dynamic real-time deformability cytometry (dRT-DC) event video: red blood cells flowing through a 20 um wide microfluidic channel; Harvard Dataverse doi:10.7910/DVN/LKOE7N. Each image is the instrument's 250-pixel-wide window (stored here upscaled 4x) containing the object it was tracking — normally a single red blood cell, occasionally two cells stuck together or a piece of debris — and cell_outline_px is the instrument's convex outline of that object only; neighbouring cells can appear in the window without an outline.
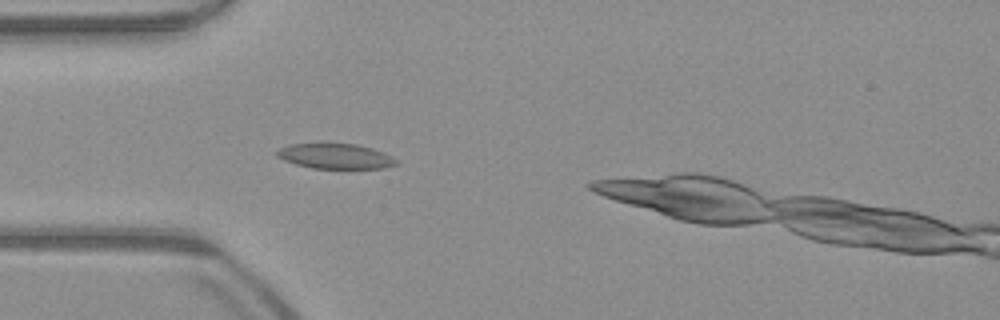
{"species": "common noctule bat (a hibernating species)", "species_latin": "Nyctalus noctula", "temperature_condition": "warm", "stored_images_in_passage": 40, "camera_frame_rate_fps": 3000, "um_per_image_px": 0.085, "animal": {"sex": "male", "body_mass_g": 23.1, "forearm_length_mm": 52.7}, "frame": {"image": 1, "passage_image": 10, "time_ms": 3.0, "image_size_px": [1000, 320], "cell_outline_px": [[396, 164], [384, 168], [312, 168], [296, 164], [284, 160], [276, 156], [276, 152], [280, 148], [288, 144], [356, 144], [372, 148], [384, 152], [392, 156], [396, 160]], "centroid_in_image_um": [28.5, 13.27], "position_along_channel_um": 56.5, "area_um2": 17.28}}
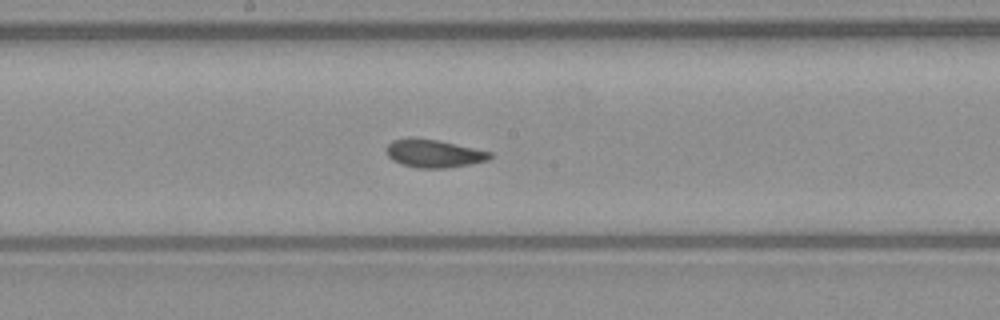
{"frame": {"image": 2, "passage_image": 22, "time_ms": 7.0, "image_size_px": [1000, 320], "cell_outline_px": [[492, 156], [488, 160], [468, 164], [444, 168], [416, 168], [392, 160], [388, 156], [388, 144], [392, 140], [408, 136], [412, 136], [436, 140], [492, 152]], "centroid_in_image_um": [36.84, 13.03], "position_along_channel_um": 211.4, "area_um2": 16.76}}
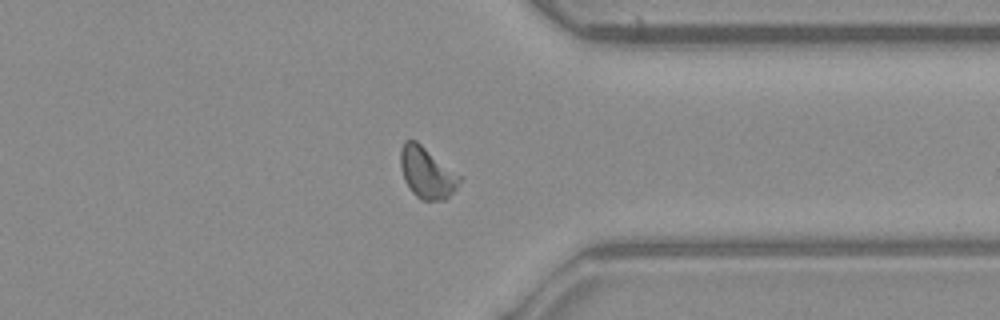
{"frame": {"image": 3, "passage_image": 35, "time_ms": 11.333, "image_size_px": [1000, 320], "cell_outline_px": [[464, 176], [456, 188], [444, 200], [420, 200], [412, 192], [404, 180], [400, 168], [400, 148], [404, 140], [416, 140]], "centroid_in_image_um": [36.3, 14.65], "position_along_channel_um": 375.1, "area_um2": 18.03}, "authors_computed_cell_mechanics": {"area_um2": 17.3689, "velocity_mm_per_s": 3.9328, "shape_relaxation_time_tau1_ms": null, "shape_relaxation_time_tau2_ms": 1.075, "deformation_change_tau1": null, "deformation_change_tau2": 0.0497}}